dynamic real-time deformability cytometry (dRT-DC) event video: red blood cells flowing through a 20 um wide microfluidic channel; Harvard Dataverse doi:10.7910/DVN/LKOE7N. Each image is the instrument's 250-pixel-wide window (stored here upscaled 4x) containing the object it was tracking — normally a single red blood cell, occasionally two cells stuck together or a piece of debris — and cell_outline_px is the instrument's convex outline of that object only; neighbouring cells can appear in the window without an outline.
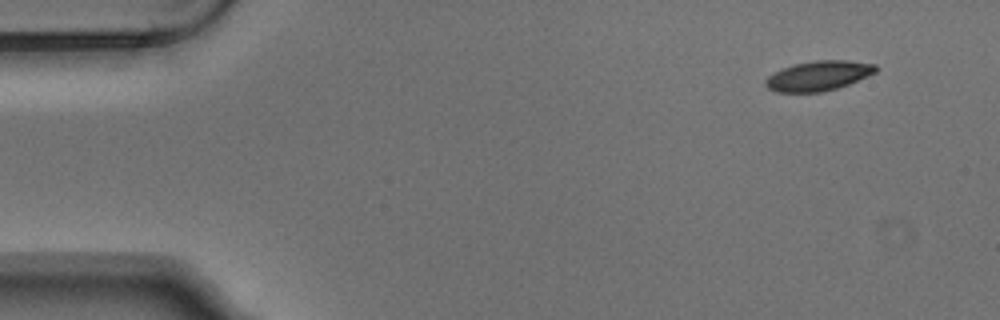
{"species": "Egyptian fruit bat (a non-hibernating species)", "species_latin": "Rousettus aegyptiacus", "temperature_condition": "warm", "stored_images_in_passage": 4, "camera_frame_rate_fps": 3000, "um_per_image_px": 0.085, "animal": {"sex": "male"}, "frame": {"image": 1, "passage_image": 1, "time_ms": 0.0, "image_size_px": [1000, 320], "cell_outline_px": [[876, 72], [848, 84], [836, 88], [820, 92], [776, 92], [768, 88], [764, 84], [764, 80], [768, 76], [792, 64], [816, 60], [844, 60], [876, 64]], "centroid_in_image_um": [69.54, 6.44], "position_along_channel_um": 15.5, "area_um2": 18.96}}
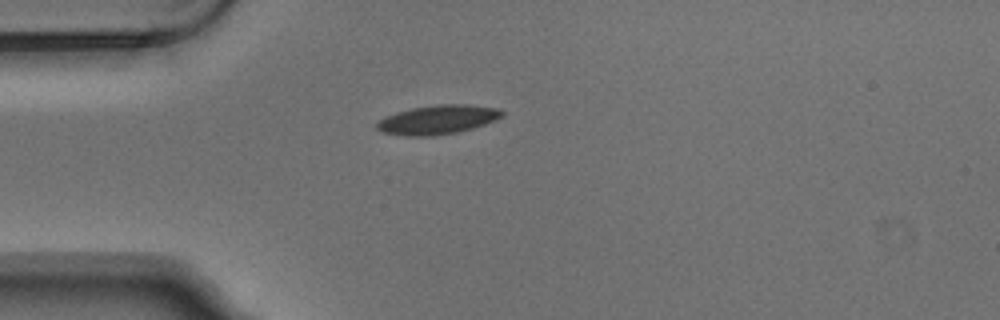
{"frame": {"image": 2, "passage_image": 3, "time_ms": 0.667, "image_size_px": [1000, 320], "cell_outline_px": [[504, 116], [496, 120], [472, 128], [456, 132], [432, 136], [404, 136], [384, 132], [376, 128], [376, 124], [384, 116], [396, 112], [412, 108], [440, 104], [468, 104], [500, 108], [504, 112]], "centroid_in_image_um": [37.23, 10.16], "position_along_channel_um": 47.8, "area_um2": 21.27}}